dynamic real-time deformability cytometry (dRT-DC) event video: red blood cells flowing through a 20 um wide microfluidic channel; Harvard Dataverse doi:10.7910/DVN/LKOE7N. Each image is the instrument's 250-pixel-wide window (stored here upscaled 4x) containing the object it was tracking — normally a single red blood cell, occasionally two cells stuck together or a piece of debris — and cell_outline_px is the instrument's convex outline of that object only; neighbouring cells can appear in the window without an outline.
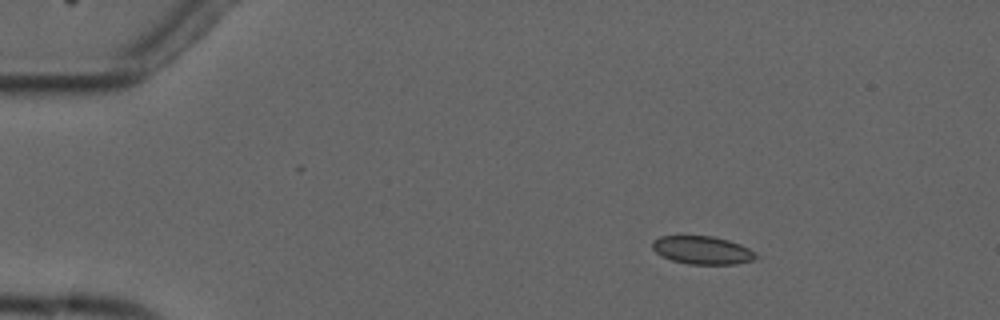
{"species": "common noctule bat (a hibernating species)", "species_latin": "Nyctalus noctula", "temperature_condition": "cold", "stored_images_in_passage": 4, "camera_frame_rate_fps": 3000, "um_per_image_px": 0.085, "animal": {"sex": "male", "forearm_length_mm": 52.5}, "frame": {"image": 1, "passage_image": 2, "time_ms": 1.0, "image_size_px": [1000, 320], "cell_outline_px": [[760, 256], [752, 260], [736, 264], [688, 264], [672, 260], [660, 256], [652, 248], [652, 240], [660, 236], [712, 236], [728, 240], [740, 244], [748, 248]], "centroid_in_image_um": [59.68, 21.26], "position_along_channel_um": 25.3, "area_um2": 16.99}}